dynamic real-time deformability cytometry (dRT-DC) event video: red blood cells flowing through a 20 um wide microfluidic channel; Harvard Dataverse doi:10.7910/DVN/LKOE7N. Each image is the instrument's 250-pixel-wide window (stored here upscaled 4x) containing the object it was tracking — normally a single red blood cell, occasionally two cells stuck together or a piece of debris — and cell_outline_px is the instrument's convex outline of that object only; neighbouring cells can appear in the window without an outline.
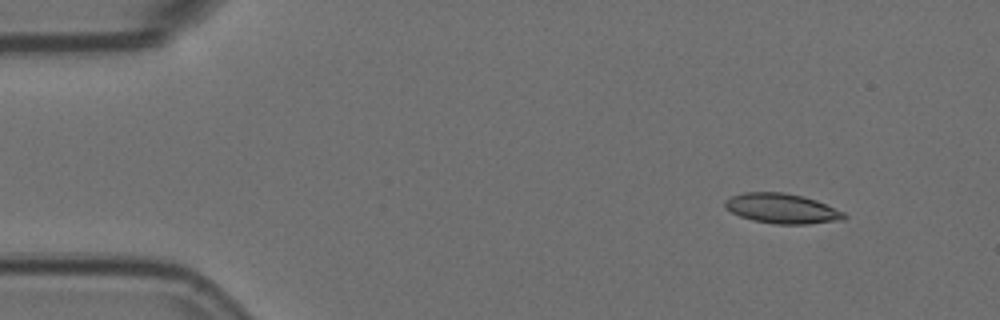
{"species": "Egyptian fruit bat (a non-hibernating species)", "species_latin": "Rousettus aegyptiacus", "temperature_condition": "room temperature", "stored_images_in_passage": 5, "segment_of_instrument_passage": [1, 2], "camera_frame_rate_fps": 3000, "um_per_image_px": 0.085, "animal": {"sex": "female"}, "frame": {"image": 1, "passage_image": 1, "time_ms": 0.0, "image_size_px": [1000, 320], "cell_outline_px": [[848, 216], [844, 220], [808, 224], [776, 224], [752, 220], [740, 216], [724, 208], [724, 200], [732, 196], [744, 192], [784, 192], [804, 196], [816, 200], [844, 212]], "centroid_in_image_um": [66.47, 17.72], "position_along_channel_um": 18.5, "area_um2": 20.92}}
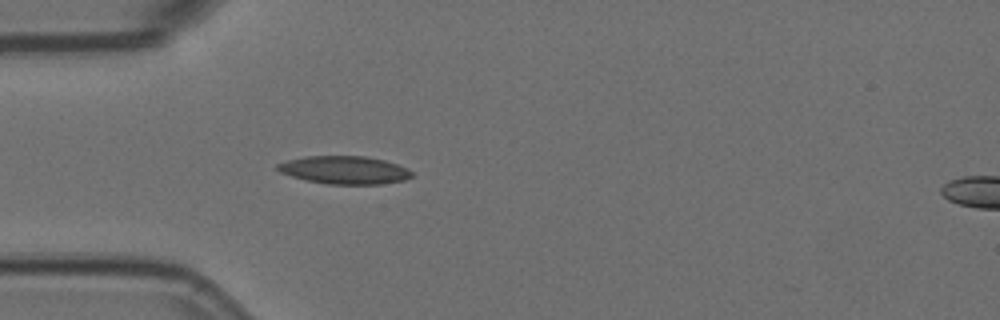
{"frame": {"image": 2, "passage_image": 4, "time_ms": 1.0, "image_size_px": [1000, 320], "cell_outline_px": [[412, 176], [404, 180], [380, 184], [328, 184], [308, 180], [292, 176], [280, 172], [276, 168], [276, 164], [288, 160], [304, 156], [364, 156], [384, 160], [408, 168], [412, 172]], "centroid_in_image_um": [29.28, 14.44], "position_along_channel_um": 55.7, "area_um2": 21.73}}